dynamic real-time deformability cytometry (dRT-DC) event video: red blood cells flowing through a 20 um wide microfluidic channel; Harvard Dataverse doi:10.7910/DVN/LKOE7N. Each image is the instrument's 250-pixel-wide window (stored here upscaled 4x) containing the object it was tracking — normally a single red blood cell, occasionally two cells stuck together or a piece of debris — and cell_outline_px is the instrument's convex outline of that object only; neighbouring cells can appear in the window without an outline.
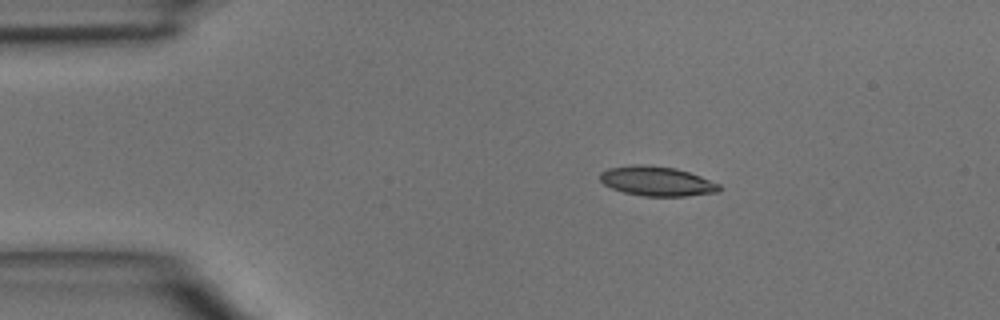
{"species": "common noctule bat (a hibernating species)", "species_latin": "Nyctalus noctula", "temperature_condition": "room temperature", "stored_images_in_passage": 3, "camera_frame_rate_fps": 3000, "um_per_image_px": 0.085, "animal": {"sex": "male", "body_mass_g": 15.6}, "frame": {"image": 1, "passage_image": 2, "time_ms": 0.333, "image_size_px": [1000, 320], "cell_outline_px": [[724, 188], [720, 192], [684, 196], [644, 196], [624, 192], [612, 188], [604, 184], [600, 180], [600, 172], [608, 168], [632, 164], [648, 164], [676, 168], [700, 176], [720, 184]], "centroid_in_image_um": [55.85, 15.39], "position_along_channel_um": 29.1, "area_um2": 20.75}}